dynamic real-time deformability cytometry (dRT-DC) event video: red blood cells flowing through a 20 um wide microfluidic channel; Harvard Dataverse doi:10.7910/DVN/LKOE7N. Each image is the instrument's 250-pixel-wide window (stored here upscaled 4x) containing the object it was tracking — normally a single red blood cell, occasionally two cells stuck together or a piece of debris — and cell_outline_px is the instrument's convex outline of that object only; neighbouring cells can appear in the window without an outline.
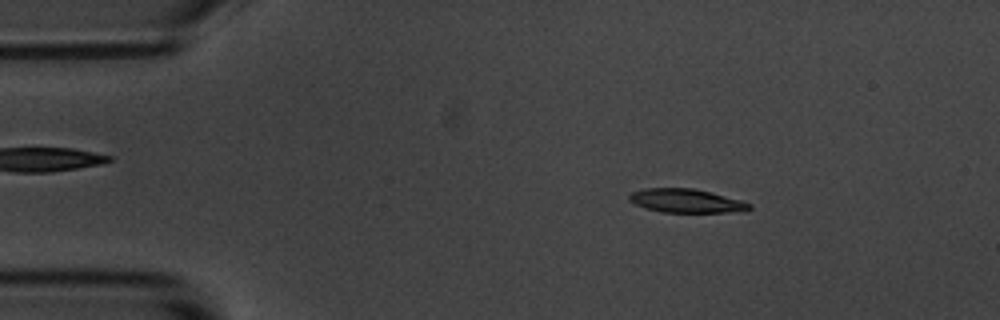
{"species": "common noctule bat (a hibernating species)", "species_latin": "Nyctalus noctula", "temperature_condition": "room temperature", "stored_images_in_passage": 4, "camera_frame_rate_fps": 3000, "um_per_image_px": 0.085, "animal": {"sex": "male", "body_mass_g": 20.1, "forearm_length_mm": 53.5}, "frame": {"image": 1, "passage_image": 2, "time_ms": 1.333, "image_size_px": [1000, 320], "cell_outline_px": [[752, 208], [748, 212], [660, 212], [644, 208], [628, 200], [628, 196], [632, 192], [644, 188], [692, 188], [740, 200], [752, 204]], "centroid_in_image_um": [58.33, 17.08], "position_along_channel_um": 26.7, "area_um2": 16.65}}